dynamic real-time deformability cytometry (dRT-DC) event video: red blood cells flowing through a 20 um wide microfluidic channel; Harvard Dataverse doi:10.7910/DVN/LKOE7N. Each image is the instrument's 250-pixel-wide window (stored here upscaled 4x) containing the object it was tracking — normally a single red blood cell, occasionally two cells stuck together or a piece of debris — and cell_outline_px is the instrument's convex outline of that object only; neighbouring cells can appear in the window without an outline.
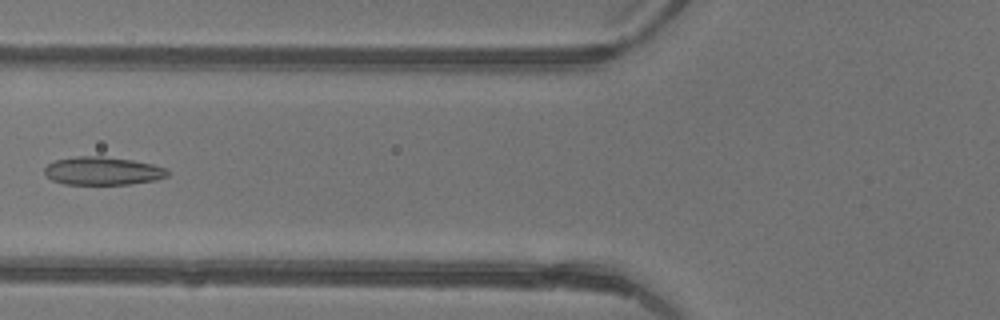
{"species": "common noctule bat (a hibernating species)", "species_latin": "Nyctalus noctula", "temperature_condition": "warm", "stored_images_in_passage": 6, "camera_frame_rate_fps": 3000, "um_per_image_px": 0.085, "animal": {"sex": "female"}, "frame": {"image": 1, "passage_image": 6, "time_ms": 1.667, "image_size_px": [1000, 320], "cell_outline_px": [[168, 176], [156, 180], [128, 184], [64, 184], [52, 180], [44, 172], [44, 168], [48, 164], [56, 160], [76, 156], [104, 156], [132, 160], [152, 164], [168, 168]], "centroid_in_image_um": [8.74, 14.52], "position_along_channel_um": 117.1, "area_um2": 20.17}}